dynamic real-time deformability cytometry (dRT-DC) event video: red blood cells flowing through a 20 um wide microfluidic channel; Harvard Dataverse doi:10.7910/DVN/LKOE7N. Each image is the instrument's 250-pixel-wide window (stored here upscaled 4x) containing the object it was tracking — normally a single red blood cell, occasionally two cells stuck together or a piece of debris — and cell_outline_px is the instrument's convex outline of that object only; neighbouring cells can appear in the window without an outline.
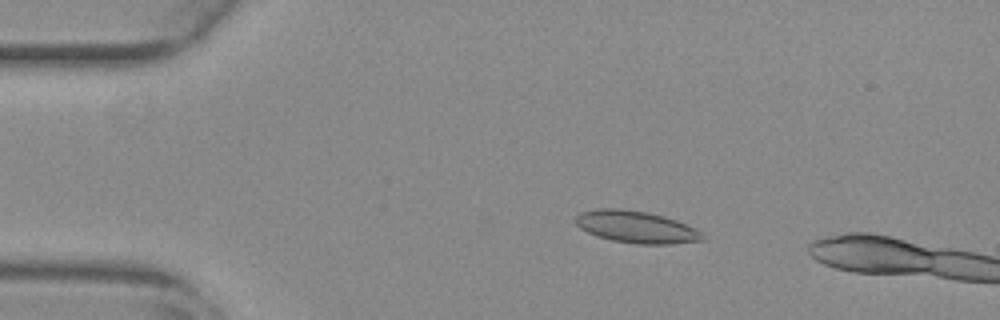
{"species": "common noctule bat (a hibernating species)", "species_latin": "Nyctalus noctula", "temperature_condition": "warm", "stored_images_in_passage": 13, "camera_frame_rate_fps": 3000, "um_per_image_px": 0.085, "animal": {"sex": "female", "body_mass_g": 29.2, "forearm_length_mm": 56.3}, "frame": {"image": 1, "passage_image": 10, "time_ms": 3.0, "image_size_px": [1000, 320], "cell_outline_px": [[704, 240], [672, 244], [636, 244], [612, 240], [596, 236], [580, 228], [576, 224], [576, 216], [580, 212], [596, 208], [620, 208], [648, 212], [664, 216], [676, 220], [696, 228], [704, 236]], "centroid_in_image_um": [54.07, 19.28], "position_along_channel_um": 30.9, "area_um2": 23.81}}